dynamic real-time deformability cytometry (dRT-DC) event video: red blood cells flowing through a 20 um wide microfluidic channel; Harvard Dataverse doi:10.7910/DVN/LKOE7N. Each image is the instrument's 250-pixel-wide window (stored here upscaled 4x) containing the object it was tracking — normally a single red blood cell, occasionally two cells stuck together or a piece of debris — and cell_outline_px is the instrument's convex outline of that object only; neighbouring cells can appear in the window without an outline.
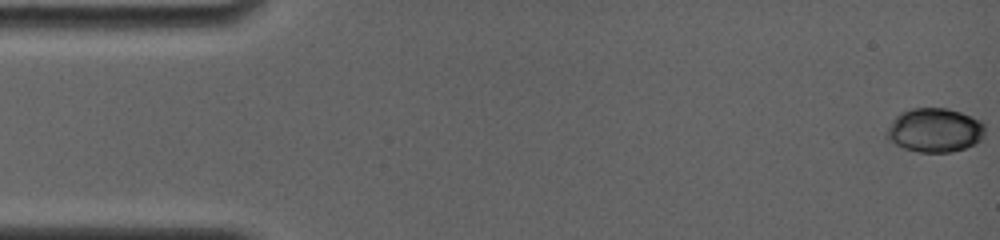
{"species": "common noctule bat (a hibernating species)", "species_latin": "Nyctalus noctula", "temperature_condition": "room temperature", "stored_images_in_passage": 33, "camera_frame_rate_fps": 4000, "um_per_image_px": 0.085, "animal": {"sex": "female", "body_mass_g": 19.0, "forearm_length_mm": 56.7}, "frame": {"image": 1, "passage_image": 1, "time_ms": 0.0, "image_size_px": [1000, 240], "cell_outline_px": [[984, 132], [980, 140], [964, 148], [952, 152], [920, 152], [904, 148], [888, 140], [888, 128], [892, 120], [900, 112], [912, 108], [944, 108], [960, 112], [984, 120]], "centroid_in_image_um": [79.47, 11.05], "position_along_channel_um": 5.5, "area_um2": 25.09}}
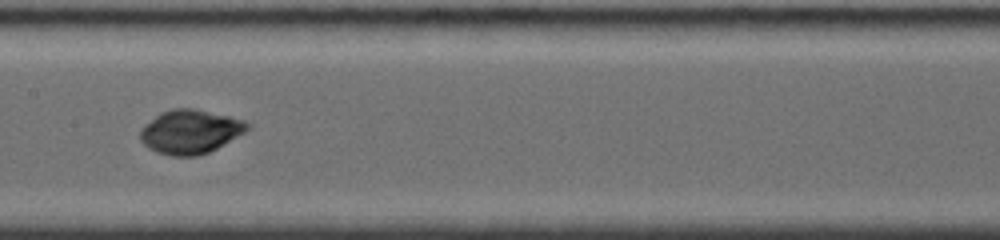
{"frame": {"image": 2, "passage_image": 19, "time_ms": 8.25, "image_size_px": [1000, 240], "cell_outline_px": [[252, 124], [244, 132], [216, 148], [200, 156], [172, 156], [156, 152], [148, 148], [140, 140], [140, 132], [160, 112], [172, 108], [192, 108], [228, 116], [244, 120]], "centroid_in_image_um": [16.17, 11.2], "position_along_channel_um": 191.2, "area_um2": 27.05}}
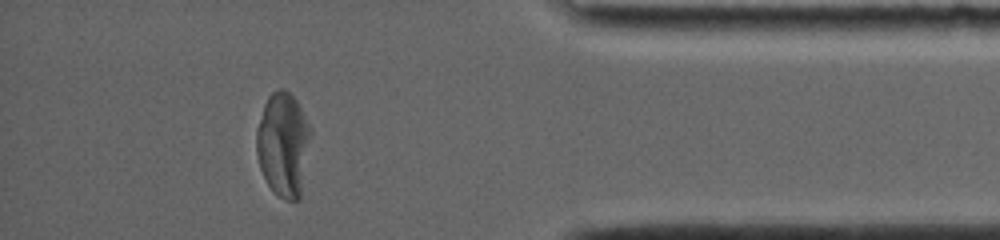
{"frame": {"image": 3, "passage_image": 33, "time_ms": 14.5, "image_size_px": [1000, 240], "cell_outline_px": [[312, 132], [300, 200], [284, 200], [276, 196], [272, 192], [260, 168], [256, 152], [256, 132], [264, 104], [268, 96], [276, 88], [284, 88], [296, 100]], "centroid_in_image_um": [24.07, 12.3], "position_along_channel_um": 411.1, "area_um2": 33.12}, "authors_computed_cell_mechanics": {"area_um2": 26.01, "velocity_mm_per_s": 3.8451, "shape_relaxation_time_tau1_ms": 6.781, "shape_relaxation_time_tau2_ms": null, "deformation_change_tau1": 0.1215, "deformation_change_tau2": null}}